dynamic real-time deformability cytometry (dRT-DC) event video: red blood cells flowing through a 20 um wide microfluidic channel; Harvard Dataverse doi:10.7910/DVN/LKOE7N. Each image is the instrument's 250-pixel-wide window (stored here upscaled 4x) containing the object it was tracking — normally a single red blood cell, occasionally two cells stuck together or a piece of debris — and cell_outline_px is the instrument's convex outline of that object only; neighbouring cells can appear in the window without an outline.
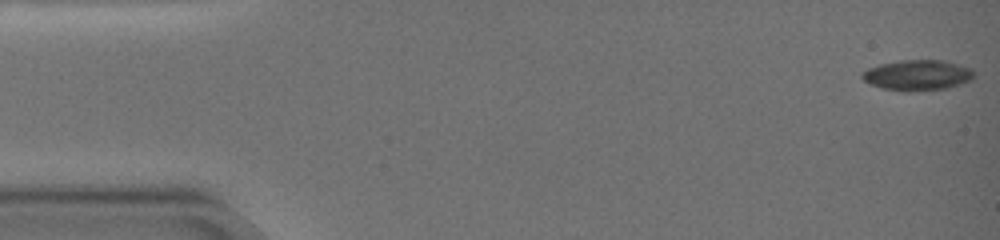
{"species": "common noctule bat (a hibernating species)", "species_latin": "Nyctalus noctula", "temperature_condition": "warm", "stored_images_in_passage": 66, "camera_frame_rate_fps": 3000, "um_per_image_px": 0.085, "animal": {"sex": "female", "body_mass_g": 19.0, "forearm_length_mm": 51.5}, "frame": {"image": 1, "passage_image": 1, "time_ms": 0.0, "image_size_px": [1000, 240], "cell_outline_px": [[972, 80], [960, 84], [944, 88], [880, 88], [864, 80], [860, 76], [860, 72], [868, 68], [880, 64], [900, 60], [944, 60], [972, 68]], "centroid_in_image_um": [77.97, 6.32], "position_along_channel_um": 7.0, "area_um2": 18.96}}
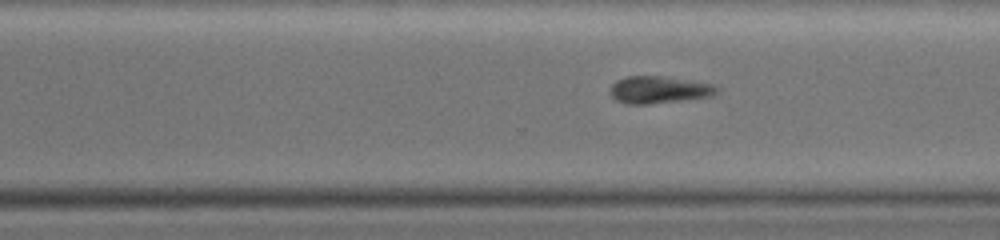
{"frame": {"image": 2, "passage_image": 47, "time_ms": 15.333, "image_size_px": [1000, 240], "cell_outline_px": [[720, 88], [712, 96], [648, 104], [624, 104], [616, 100], [608, 92], [612, 84], [616, 80], [628, 76], [664, 76], [712, 84]], "centroid_in_image_um": [55.96, 7.63], "position_along_channel_um": 314.6, "area_um2": 16.88}}
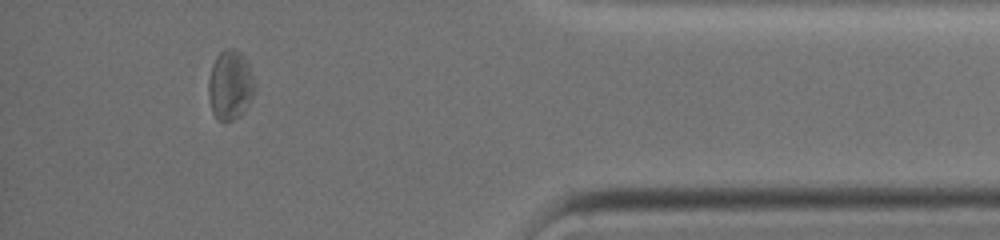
{"frame": {"image": 3, "passage_image": 60, "time_ms": 19.667, "image_size_px": [1000, 240], "cell_outline_px": [[256, 88], [244, 112], [240, 116], [232, 120], [216, 120], [212, 112], [208, 96], [208, 80], [212, 64], [216, 56], [224, 48], [236, 48], [248, 60], [256, 84]], "centroid_in_image_um": [19.57, 7.2], "position_along_channel_um": 415.6, "area_um2": 19.19}, "authors_computed_cell_mechanics": {"area_um2": 18.8717, "velocity_mm_per_s": 2.9404, "shape_relaxation_time_tau1_ms": 2.8922, "shape_relaxation_time_tau2_ms": null, "deformation_change_tau1": 0.0875, "deformation_change_tau2": null}}